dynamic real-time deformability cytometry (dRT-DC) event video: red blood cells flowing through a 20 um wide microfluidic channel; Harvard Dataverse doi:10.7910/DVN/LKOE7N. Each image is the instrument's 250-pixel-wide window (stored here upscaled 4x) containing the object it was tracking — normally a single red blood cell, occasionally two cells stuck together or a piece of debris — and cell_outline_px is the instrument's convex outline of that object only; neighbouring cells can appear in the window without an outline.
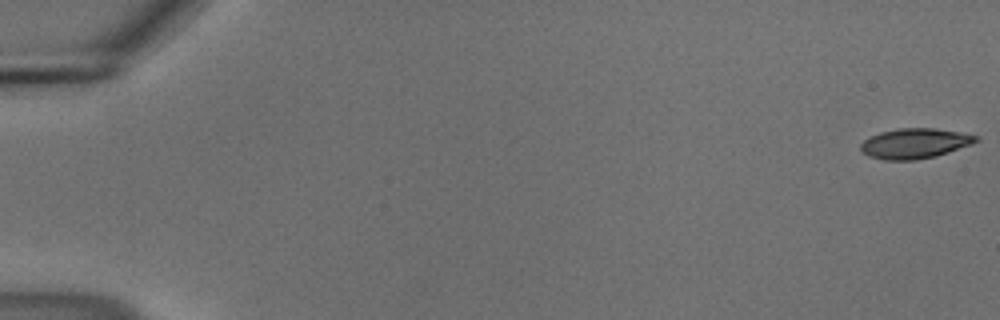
{"species": "common noctule bat (a hibernating species)", "species_latin": "Nyctalus noctula", "temperature_condition": "cold", "stored_images_in_passage": 55, "camera_frame_rate_fps": 3000, "um_per_image_px": 0.085, "animal": {"sex": "male", "body_mass_g": 18.8}, "frame": {"image": 1, "passage_image": 1, "time_ms": 0.0, "image_size_px": [1000, 320], "cell_outline_px": [[980, 140], [972, 144], [936, 156], [916, 160], [884, 160], [868, 156], [860, 148], [860, 144], [864, 140], [880, 132], [900, 128], [932, 128], [980, 136]], "centroid_in_image_um": [77.76, 12.2], "position_along_channel_um": 7.2, "area_um2": 20.11}}
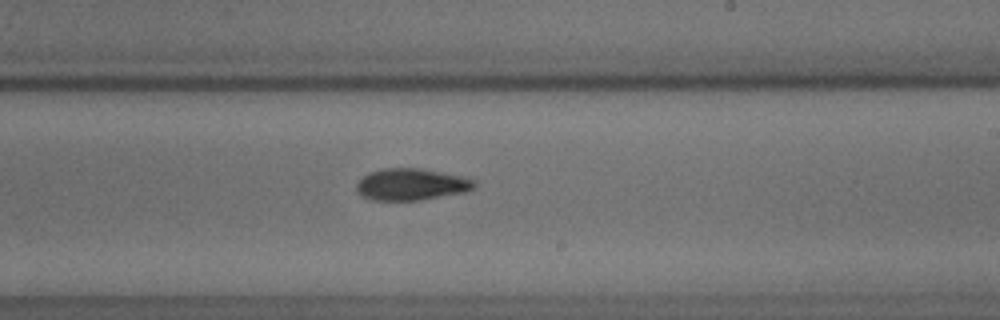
{"frame": {"image": 2, "passage_image": 34, "time_ms": 11.0, "image_size_px": [1000, 320], "cell_outline_px": [[476, 184], [472, 188], [464, 192], [420, 200], [372, 200], [360, 196], [356, 192], [356, 184], [368, 172], [380, 168], [420, 168], [464, 176], [476, 180]], "centroid_in_image_um": [34.93, 15.66], "position_along_channel_um": 254.1, "area_um2": 21.96}}
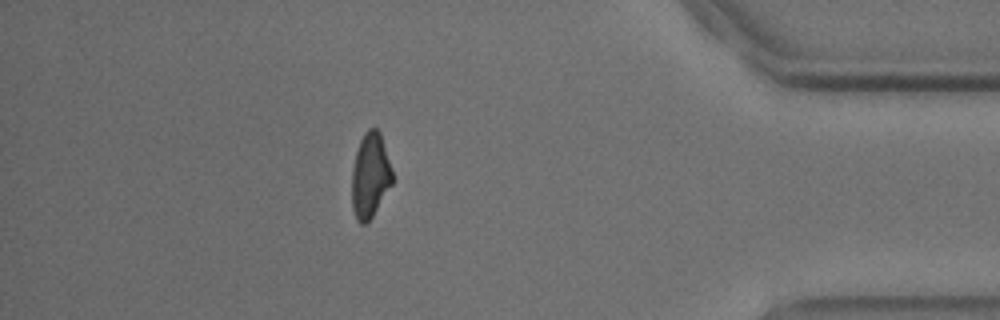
{"frame": {"image": 3, "passage_image": 49, "time_ms": 16.0, "image_size_px": [1000, 320], "cell_outline_px": [[392, 184], [372, 216], [364, 224], [360, 224], [356, 220], [352, 208], [352, 168], [356, 152], [360, 140], [364, 132], [368, 128], [376, 128], [380, 132], [392, 168]], "centroid_in_image_um": [31.45, 14.9], "position_along_channel_um": 403.7, "area_um2": 20.0}, "authors_computed_cell_mechanics": {"area_um2": 21.0392, "velocity_mm_per_s": 3.7091, "shape_relaxation_time_tau1_ms": 6.6853, "shape_relaxation_time_tau2_ms": 6.6825, "deformation_change_tau1": 0.1716, "deformation_change_tau2": 0.1414}}